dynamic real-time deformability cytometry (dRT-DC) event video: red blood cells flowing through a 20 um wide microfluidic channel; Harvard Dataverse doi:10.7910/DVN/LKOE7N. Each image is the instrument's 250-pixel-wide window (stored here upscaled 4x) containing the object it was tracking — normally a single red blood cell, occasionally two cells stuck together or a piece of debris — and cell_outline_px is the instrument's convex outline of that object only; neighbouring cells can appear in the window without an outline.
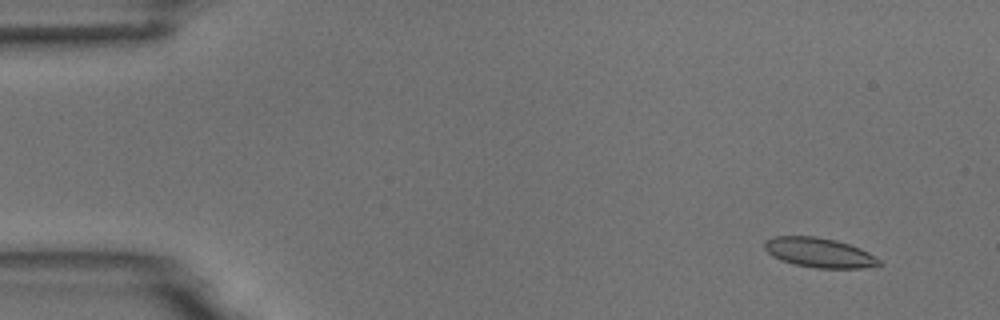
{"species": "common noctule bat (a hibernating species)", "species_latin": "Nyctalus noctula", "temperature_condition": "room temperature", "stored_images_in_passage": 6, "camera_frame_rate_fps": 3000, "um_per_image_px": 0.085, "animal": {"sex": "male", "body_mass_g": 18.8}, "frame": {"image": 1, "passage_image": 2, "time_ms": 1.0, "image_size_px": [1000, 320], "cell_outline_px": [[884, 264], [860, 268], [816, 268], [796, 264], [772, 256], [764, 248], [764, 240], [772, 236], [816, 236], [836, 240], [860, 248], [868, 252], [880, 260]], "centroid_in_image_um": [69.63, 21.46], "position_along_channel_um": 15.4, "area_um2": 19.71}}
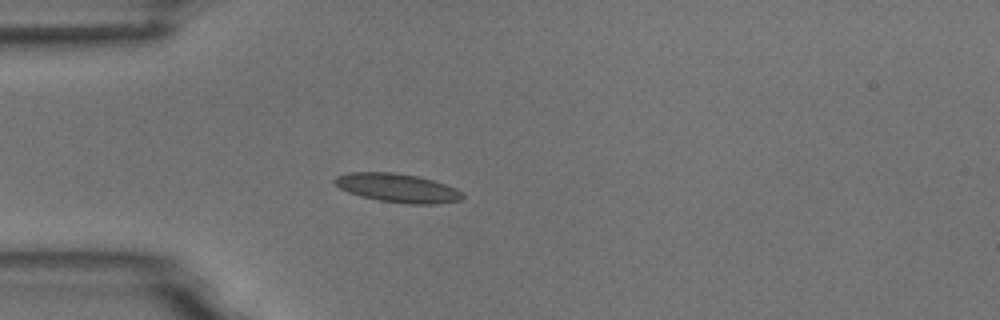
{"frame": {"image": 2, "passage_image": 5, "time_ms": 4.667, "image_size_px": [1000, 320], "cell_outline_px": [[464, 196], [460, 200], [436, 204], [408, 204], [380, 200], [360, 196], [348, 192], [340, 188], [332, 180], [336, 176], [348, 172], [392, 172], [416, 176], [432, 180], [456, 188], [464, 192]], "centroid_in_image_um": [33.79, 15.97], "position_along_channel_um": 51.2, "area_um2": 21.39}}